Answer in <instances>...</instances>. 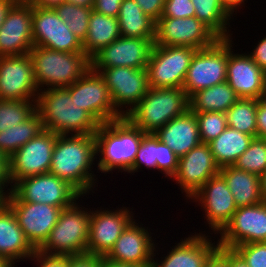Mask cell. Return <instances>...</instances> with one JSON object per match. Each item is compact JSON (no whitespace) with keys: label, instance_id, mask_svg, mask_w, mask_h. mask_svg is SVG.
<instances>
[{"label":"cell","instance_id":"cell-1","mask_svg":"<svg viewBox=\"0 0 266 267\" xmlns=\"http://www.w3.org/2000/svg\"><path fill=\"white\" fill-rule=\"evenodd\" d=\"M96 158L94 134L58 135L52 152L49 173L67 181L82 196L87 198L95 187L98 177L93 171ZM94 165V166H93Z\"/></svg>","mask_w":266,"mask_h":267},{"label":"cell","instance_id":"cell-2","mask_svg":"<svg viewBox=\"0 0 266 267\" xmlns=\"http://www.w3.org/2000/svg\"><path fill=\"white\" fill-rule=\"evenodd\" d=\"M145 134L125 116L100 124L94 133L98 158L95 170L106 175L116 169L118 172L130 174V167Z\"/></svg>","mask_w":266,"mask_h":267},{"label":"cell","instance_id":"cell-3","mask_svg":"<svg viewBox=\"0 0 266 267\" xmlns=\"http://www.w3.org/2000/svg\"><path fill=\"white\" fill-rule=\"evenodd\" d=\"M36 110L43 128L58 135L94 134L100 123L86 110L73 104L66 88H47L38 93Z\"/></svg>","mask_w":266,"mask_h":267},{"label":"cell","instance_id":"cell-4","mask_svg":"<svg viewBox=\"0 0 266 267\" xmlns=\"http://www.w3.org/2000/svg\"><path fill=\"white\" fill-rule=\"evenodd\" d=\"M28 54L39 92L69 87L91 68L90 58L84 52H60L33 46Z\"/></svg>","mask_w":266,"mask_h":267},{"label":"cell","instance_id":"cell-5","mask_svg":"<svg viewBox=\"0 0 266 267\" xmlns=\"http://www.w3.org/2000/svg\"><path fill=\"white\" fill-rule=\"evenodd\" d=\"M189 109V97L182 88H150L125 117L144 133L155 134Z\"/></svg>","mask_w":266,"mask_h":267},{"label":"cell","instance_id":"cell-6","mask_svg":"<svg viewBox=\"0 0 266 267\" xmlns=\"http://www.w3.org/2000/svg\"><path fill=\"white\" fill-rule=\"evenodd\" d=\"M79 201L61 210L48 239L38 249L41 253L58 256L86 254L91 209L80 205Z\"/></svg>","mask_w":266,"mask_h":267},{"label":"cell","instance_id":"cell-7","mask_svg":"<svg viewBox=\"0 0 266 267\" xmlns=\"http://www.w3.org/2000/svg\"><path fill=\"white\" fill-rule=\"evenodd\" d=\"M82 198L84 197L67 181L45 173L18 180L5 201L44 203L64 209Z\"/></svg>","mask_w":266,"mask_h":267},{"label":"cell","instance_id":"cell-8","mask_svg":"<svg viewBox=\"0 0 266 267\" xmlns=\"http://www.w3.org/2000/svg\"><path fill=\"white\" fill-rule=\"evenodd\" d=\"M228 38L198 49L190 63L182 89L190 98L194 93L227 81Z\"/></svg>","mask_w":266,"mask_h":267},{"label":"cell","instance_id":"cell-9","mask_svg":"<svg viewBox=\"0 0 266 267\" xmlns=\"http://www.w3.org/2000/svg\"><path fill=\"white\" fill-rule=\"evenodd\" d=\"M197 49L154 45L147 64L150 88H182Z\"/></svg>","mask_w":266,"mask_h":267},{"label":"cell","instance_id":"cell-10","mask_svg":"<svg viewBox=\"0 0 266 267\" xmlns=\"http://www.w3.org/2000/svg\"><path fill=\"white\" fill-rule=\"evenodd\" d=\"M66 89L73 104L89 112L100 124L124 117L116 109L103 78L91 68Z\"/></svg>","mask_w":266,"mask_h":267},{"label":"cell","instance_id":"cell-11","mask_svg":"<svg viewBox=\"0 0 266 267\" xmlns=\"http://www.w3.org/2000/svg\"><path fill=\"white\" fill-rule=\"evenodd\" d=\"M103 78L116 109L125 116L150 89L146 68H91ZM126 109V110H125Z\"/></svg>","mask_w":266,"mask_h":267},{"label":"cell","instance_id":"cell-12","mask_svg":"<svg viewBox=\"0 0 266 267\" xmlns=\"http://www.w3.org/2000/svg\"><path fill=\"white\" fill-rule=\"evenodd\" d=\"M58 134L43 130L8 158V177L13 186L25 177L49 173Z\"/></svg>","mask_w":266,"mask_h":267},{"label":"cell","instance_id":"cell-13","mask_svg":"<svg viewBox=\"0 0 266 267\" xmlns=\"http://www.w3.org/2000/svg\"><path fill=\"white\" fill-rule=\"evenodd\" d=\"M219 37L196 17H160L156 21L154 45L187 46L203 49L213 45Z\"/></svg>","mask_w":266,"mask_h":267},{"label":"cell","instance_id":"cell-14","mask_svg":"<svg viewBox=\"0 0 266 267\" xmlns=\"http://www.w3.org/2000/svg\"><path fill=\"white\" fill-rule=\"evenodd\" d=\"M189 200L196 203L195 206L201 207L206 226L216 234L215 237L229 223L238 208L233 194L220 174L211 177Z\"/></svg>","mask_w":266,"mask_h":267},{"label":"cell","instance_id":"cell-15","mask_svg":"<svg viewBox=\"0 0 266 267\" xmlns=\"http://www.w3.org/2000/svg\"><path fill=\"white\" fill-rule=\"evenodd\" d=\"M91 209L86 253L103 258L109 254L116 240L135 218L132 211L134 209L133 207H118L116 210L115 208L109 210L108 207L105 210L101 207L100 210L97 208Z\"/></svg>","mask_w":266,"mask_h":267},{"label":"cell","instance_id":"cell-16","mask_svg":"<svg viewBox=\"0 0 266 267\" xmlns=\"http://www.w3.org/2000/svg\"><path fill=\"white\" fill-rule=\"evenodd\" d=\"M32 34L34 46L60 52H84L82 42L53 7L32 6Z\"/></svg>","mask_w":266,"mask_h":267},{"label":"cell","instance_id":"cell-17","mask_svg":"<svg viewBox=\"0 0 266 267\" xmlns=\"http://www.w3.org/2000/svg\"><path fill=\"white\" fill-rule=\"evenodd\" d=\"M219 234L218 245L225 248L266 242V202L238 207Z\"/></svg>","mask_w":266,"mask_h":267},{"label":"cell","instance_id":"cell-18","mask_svg":"<svg viewBox=\"0 0 266 267\" xmlns=\"http://www.w3.org/2000/svg\"><path fill=\"white\" fill-rule=\"evenodd\" d=\"M38 93L28 53L0 57V99L36 101Z\"/></svg>","mask_w":266,"mask_h":267},{"label":"cell","instance_id":"cell-19","mask_svg":"<svg viewBox=\"0 0 266 267\" xmlns=\"http://www.w3.org/2000/svg\"><path fill=\"white\" fill-rule=\"evenodd\" d=\"M154 39L120 36L90 59L91 68H146L154 46Z\"/></svg>","mask_w":266,"mask_h":267},{"label":"cell","instance_id":"cell-20","mask_svg":"<svg viewBox=\"0 0 266 267\" xmlns=\"http://www.w3.org/2000/svg\"><path fill=\"white\" fill-rule=\"evenodd\" d=\"M209 144L200 143L183 157L179 158L178 169L172 177L173 182L185 193L189 200L211 177L219 174Z\"/></svg>","mask_w":266,"mask_h":267},{"label":"cell","instance_id":"cell-21","mask_svg":"<svg viewBox=\"0 0 266 267\" xmlns=\"http://www.w3.org/2000/svg\"><path fill=\"white\" fill-rule=\"evenodd\" d=\"M12 210L18 225L31 245L38 250L56 225L61 208L25 201H4Z\"/></svg>","mask_w":266,"mask_h":267},{"label":"cell","instance_id":"cell-22","mask_svg":"<svg viewBox=\"0 0 266 267\" xmlns=\"http://www.w3.org/2000/svg\"><path fill=\"white\" fill-rule=\"evenodd\" d=\"M203 232H194L195 234L192 233L188 237L180 239L178 243L175 242L176 245L170 247L171 249L167 251V255L163 254L160 260L158 256L155 257L156 254H159L158 250L160 249L157 246L159 243H157L153 254L152 267H204L207 259L219 245L217 241L212 239V236L208 235L211 232L210 230L207 234L206 231Z\"/></svg>","mask_w":266,"mask_h":267},{"label":"cell","instance_id":"cell-23","mask_svg":"<svg viewBox=\"0 0 266 267\" xmlns=\"http://www.w3.org/2000/svg\"><path fill=\"white\" fill-rule=\"evenodd\" d=\"M233 44V38H228L227 82L239 98L260 99L266 87V72L246 52L236 53Z\"/></svg>","mask_w":266,"mask_h":267},{"label":"cell","instance_id":"cell-24","mask_svg":"<svg viewBox=\"0 0 266 267\" xmlns=\"http://www.w3.org/2000/svg\"><path fill=\"white\" fill-rule=\"evenodd\" d=\"M136 221V218L133 219L124 229L106 259L131 265H152L157 244L154 237L152 238L154 233L140 221Z\"/></svg>","mask_w":266,"mask_h":267},{"label":"cell","instance_id":"cell-25","mask_svg":"<svg viewBox=\"0 0 266 267\" xmlns=\"http://www.w3.org/2000/svg\"><path fill=\"white\" fill-rule=\"evenodd\" d=\"M33 46L32 5L18 1L0 27V57L24 55Z\"/></svg>","mask_w":266,"mask_h":267},{"label":"cell","instance_id":"cell-26","mask_svg":"<svg viewBox=\"0 0 266 267\" xmlns=\"http://www.w3.org/2000/svg\"><path fill=\"white\" fill-rule=\"evenodd\" d=\"M35 251L18 225L13 210L3 202L0 205V257L16 266V262L29 260Z\"/></svg>","mask_w":266,"mask_h":267},{"label":"cell","instance_id":"cell-27","mask_svg":"<svg viewBox=\"0 0 266 267\" xmlns=\"http://www.w3.org/2000/svg\"><path fill=\"white\" fill-rule=\"evenodd\" d=\"M155 135L179 158L201 143L196 114L190 109L170 120Z\"/></svg>","mask_w":266,"mask_h":267},{"label":"cell","instance_id":"cell-28","mask_svg":"<svg viewBox=\"0 0 266 267\" xmlns=\"http://www.w3.org/2000/svg\"><path fill=\"white\" fill-rule=\"evenodd\" d=\"M219 174L224 178L227 187L233 194L237 207L263 202L259 175L236 169L234 166L220 168Z\"/></svg>","mask_w":266,"mask_h":267},{"label":"cell","instance_id":"cell-29","mask_svg":"<svg viewBox=\"0 0 266 267\" xmlns=\"http://www.w3.org/2000/svg\"><path fill=\"white\" fill-rule=\"evenodd\" d=\"M121 36L118 19L98 13L92 9L88 25V33L82 43L84 54L90 59L101 49Z\"/></svg>","mask_w":266,"mask_h":267},{"label":"cell","instance_id":"cell-30","mask_svg":"<svg viewBox=\"0 0 266 267\" xmlns=\"http://www.w3.org/2000/svg\"><path fill=\"white\" fill-rule=\"evenodd\" d=\"M254 136L227 127L217 138L209 142L214 160L219 168L233 166L248 149Z\"/></svg>","mask_w":266,"mask_h":267},{"label":"cell","instance_id":"cell-31","mask_svg":"<svg viewBox=\"0 0 266 267\" xmlns=\"http://www.w3.org/2000/svg\"><path fill=\"white\" fill-rule=\"evenodd\" d=\"M239 96L227 81L202 89L189 98L190 110L193 113H225L239 100Z\"/></svg>","mask_w":266,"mask_h":267},{"label":"cell","instance_id":"cell-32","mask_svg":"<svg viewBox=\"0 0 266 267\" xmlns=\"http://www.w3.org/2000/svg\"><path fill=\"white\" fill-rule=\"evenodd\" d=\"M117 19L121 36L155 38L156 22L143 13L135 0H122Z\"/></svg>","mask_w":266,"mask_h":267},{"label":"cell","instance_id":"cell-33","mask_svg":"<svg viewBox=\"0 0 266 267\" xmlns=\"http://www.w3.org/2000/svg\"><path fill=\"white\" fill-rule=\"evenodd\" d=\"M195 17L207 25L219 38H232L231 19L233 14L222 0H191Z\"/></svg>","mask_w":266,"mask_h":267},{"label":"cell","instance_id":"cell-34","mask_svg":"<svg viewBox=\"0 0 266 267\" xmlns=\"http://www.w3.org/2000/svg\"><path fill=\"white\" fill-rule=\"evenodd\" d=\"M44 130L39 112L36 110L21 124L5 128L0 132V152L7 158Z\"/></svg>","mask_w":266,"mask_h":267},{"label":"cell","instance_id":"cell-35","mask_svg":"<svg viewBox=\"0 0 266 267\" xmlns=\"http://www.w3.org/2000/svg\"><path fill=\"white\" fill-rule=\"evenodd\" d=\"M259 99L240 98L226 112L227 125L256 138V114Z\"/></svg>","mask_w":266,"mask_h":267},{"label":"cell","instance_id":"cell-36","mask_svg":"<svg viewBox=\"0 0 266 267\" xmlns=\"http://www.w3.org/2000/svg\"><path fill=\"white\" fill-rule=\"evenodd\" d=\"M73 34L83 43L88 33L90 14L93 7H80L62 2L53 7Z\"/></svg>","mask_w":266,"mask_h":267},{"label":"cell","instance_id":"cell-37","mask_svg":"<svg viewBox=\"0 0 266 267\" xmlns=\"http://www.w3.org/2000/svg\"><path fill=\"white\" fill-rule=\"evenodd\" d=\"M36 111V101L0 99V132L21 124Z\"/></svg>","mask_w":266,"mask_h":267},{"label":"cell","instance_id":"cell-38","mask_svg":"<svg viewBox=\"0 0 266 267\" xmlns=\"http://www.w3.org/2000/svg\"><path fill=\"white\" fill-rule=\"evenodd\" d=\"M233 166L239 170L263 175L266 172V139L254 138Z\"/></svg>","mask_w":266,"mask_h":267},{"label":"cell","instance_id":"cell-39","mask_svg":"<svg viewBox=\"0 0 266 267\" xmlns=\"http://www.w3.org/2000/svg\"><path fill=\"white\" fill-rule=\"evenodd\" d=\"M201 143L208 144L217 138L227 127L226 115L223 112L195 113Z\"/></svg>","mask_w":266,"mask_h":267},{"label":"cell","instance_id":"cell-40","mask_svg":"<svg viewBox=\"0 0 266 267\" xmlns=\"http://www.w3.org/2000/svg\"><path fill=\"white\" fill-rule=\"evenodd\" d=\"M158 159V137L154 133H146L143 136L139 150L136 154L133 165L130 167V175L140 172L142 167L157 170Z\"/></svg>","mask_w":266,"mask_h":267},{"label":"cell","instance_id":"cell-41","mask_svg":"<svg viewBox=\"0 0 266 267\" xmlns=\"http://www.w3.org/2000/svg\"><path fill=\"white\" fill-rule=\"evenodd\" d=\"M248 267H266V242L246 243L233 248Z\"/></svg>","mask_w":266,"mask_h":267},{"label":"cell","instance_id":"cell-42","mask_svg":"<svg viewBox=\"0 0 266 267\" xmlns=\"http://www.w3.org/2000/svg\"><path fill=\"white\" fill-rule=\"evenodd\" d=\"M157 170L170 180L178 169L179 157L158 138Z\"/></svg>","mask_w":266,"mask_h":267},{"label":"cell","instance_id":"cell-43","mask_svg":"<svg viewBox=\"0 0 266 267\" xmlns=\"http://www.w3.org/2000/svg\"><path fill=\"white\" fill-rule=\"evenodd\" d=\"M161 17H195L194 4L191 0H166Z\"/></svg>","mask_w":266,"mask_h":267},{"label":"cell","instance_id":"cell-44","mask_svg":"<svg viewBox=\"0 0 266 267\" xmlns=\"http://www.w3.org/2000/svg\"><path fill=\"white\" fill-rule=\"evenodd\" d=\"M29 261H34L37 267H68V256L46 255L36 250Z\"/></svg>","mask_w":266,"mask_h":267},{"label":"cell","instance_id":"cell-45","mask_svg":"<svg viewBox=\"0 0 266 267\" xmlns=\"http://www.w3.org/2000/svg\"><path fill=\"white\" fill-rule=\"evenodd\" d=\"M166 0H135L145 15L155 22L162 16Z\"/></svg>","mask_w":266,"mask_h":267},{"label":"cell","instance_id":"cell-46","mask_svg":"<svg viewBox=\"0 0 266 267\" xmlns=\"http://www.w3.org/2000/svg\"><path fill=\"white\" fill-rule=\"evenodd\" d=\"M102 257L81 254L68 256V267H101Z\"/></svg>","mask_w":266,"mask_h":267},{"label":"cell","instance_id":"cell-47","mask_svg":"<svg viewBox=\"0 0 266 267\" xmlns=\"http://www.w3.org/2000/svg\"><path fill=\"white\" fill-rule=\"evenodd\" d=\"M122 0H95L93 10L109 17H118Z\"/></svg>","mask_w":266,"mask_h":267},{"label":"cell","instance_id":"cell-48","mask_svg":"<svg viewBox=\"0 0 266 267\" xmlns=\"http://www.w3.org/2000/svg\"><path fill=\"white\" fill-rule=\"evenodd\" d=\"M204 267H229V248H218L207 259Z\"/></svg>","mask_w":266,"mask_h":267},{"label":"cell","instance_id":"cell-49","mask_svg":"<svg viewBox=\"0 0 266 267\" xmlns=\"http://www.w3.org/2000/svg\"><path fill=\"white\" fill-rule=\"evenodd\" d=\"M252 47V52L247 54L253 59V61L266 72V36L255 43Z\"/></svg>","mask_w":266,"mask_h":267},{"label":"cell","instance_id":"cell-50","mask_svg":"<svg viewBox=\"0 0 266 267\" xmlns=\"http://www.w3.org/2000/svg\"><path fill=\"white\" fill-rule=\"evenodd\" d=\"M9 184L8 158L0 152V193L4 197H6L12 191V186Z\"/></svg>","mask_w":266,"mask_h":267},{"label":"cell","instance_id":"cell-51","mask_svg":"<svg viewBox=\"0 0 266 267\" xmlns=\"http://www.w3.org/2000/svg\"><path fill=\"white\" fill-rule=\"evenodd\" d=\"M256 138L266 139V106L259 100L256 114Z\"/></svg>","mask_w":266,"mask_h":267},{"label":"cell","instance_id":"cell-52","mask_svg":"<svg viewBox=\"0 0 266 267\" xmlns=\"http://www.w3.org/2000/svg\"><path fill=\"white\" fill-rule=\"evenodd\" d=\"M18 0H0V27L4 23L5 17Z\"/></svg>","mask_w":266,"mask_h":267},{"label":"cell","instance_id":"cell-53","mask_svg":"<svg viewBox=\"0 0 266 267\" xmlns=\"http://www.w3.org/2000/svg\"><path fill=\"white\" fill-rule=\"evenodd\" d=\"M229 267H248L244 259L231 248H229Z\"/></svg>","mask_w":266,"mask_h":267},{"label":"cell","instance_id":"cell-54","mask_svg":"<svg viewBox=\"0 0 266 267\" xmlns=\"http://www.w3.org/2000/svg\"><path fill=\"white\" fill-rule=\"evenodd\" d=\"M28 4L38 7H54L57 4L64 2V0H25Z\"/></svg>","mask_w":266,"mask_h":267},{"label":"cell","instance_id":"cell-55","mask_svg":"<svg viewBox=\"0 0 266 267\" xmlns=\"http://www.w3.org/2000/svg\"><path fill=\"white\" fill-rule=\"evenodd\" d=\"M245 1L246 0H222L225 6L235 15L238 13L237 10L244 6Z\"/></svg>","mask_w":266,"mask_h":267},{"label":"cell","instance_id":"cell-56","mask_svg":"<svg viewBox=\"0 0 266 267\" xmlns=\"http://www.w3.org/2000/svg\"><path fill=\"white\" fill-rule=\"evenodd\" d=\"M101 267H152V265H131L124 263H117L103 257L101 262Z\"/></svg>","mask_w":266,"mask_h":267},{"label":"cell","instance_id":"cell-57","mask_svg":"<svg viewBox=\"0 0 266 267\" xmlns=\"http://www.w3.org/2000/svg\"><path fill=\"white\" fill-rule=\"evenodd\" d=\"M64 1L80 7H93L95 2V0H64Z\"/></svg>","mask_w":266,"mask_h":267},{"label":"cell","instance_id":"cell-58","mask_svg":"<svg viewBox=\"0 0 266 267\" xmlns=\"http://www.w3.org/2000/svg\"><path fill=\"white\" fill-rule=\"evenodd\" d=\"M260 183L263 202H266V172L260 176Z\"/></svg>","mask_w":266,"mask_h":267},{"label":"cell","instance_id":"cell-59","mask_svg":"<svg viewBox=\"0 0 266 267\" xmlns=\"http://www.w3.org/2000/svg\"><path fill=\"white\" fill-rule=\"evenodd\" d=\"M0 267H15L7 259L0 257Z\"/></svg>","mask_w":266,"mask_h":267},{"label":"cell","instance_id":"cell-60","mask_svg":"<svg viewBox=\"0 0 266 267\" xmlns=\"http://www.w3.org/2000/svg\"><path fill=\"white\" fill-rule=\"evenodd\" d=\"M259 100L266 106V87L265 90L262 92Z\"/></svg>","mask_w":266,"mask_h":267},{"label":"cell","instance_id":"cell-61","mask_svg":"<svg viewBox=\"0 0 266 267\" xmlns=\"http://www.w3.org/2000/svg\"><path fill=\"white\" fill-rule=\"evenodd\" d=\"M5 201V197L0 193V205Z\"/></svg>","mask_w":266,"mask_h":267}]
</instances>
